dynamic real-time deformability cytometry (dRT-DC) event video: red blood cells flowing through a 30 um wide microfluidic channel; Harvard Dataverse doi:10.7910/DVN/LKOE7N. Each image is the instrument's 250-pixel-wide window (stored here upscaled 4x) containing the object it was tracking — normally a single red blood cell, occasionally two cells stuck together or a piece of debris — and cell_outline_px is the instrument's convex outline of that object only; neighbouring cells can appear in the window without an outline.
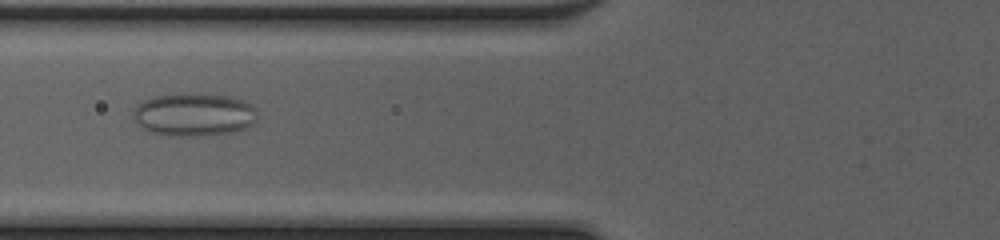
{"species": "common noctule bat (a hibernating species)", "species_latin": "Nyctalus noctula", "temperature_condition": "cold", "stored_images_in_passage": 55, "camera_frame_rate_fps": 3000, "um_per_image_px": 0.085, "animal": {"sex": "female", "body_mass_g": 20.0, "forearm_length_mm": 54.0}, "frame": {"image": 1, "passage_image": 24, "time_ms": 7.667, "image_size_px": [1000, 240], "cell_outline_px": [[256, 120], [252, 124], [244, 128], [232, 132], [200, 136], [172, 136], [152, 132], [144, 128], [136, 120], [136, 104], [152, 96], [228, 96], [240, 100], [248, 104], [256, 112]], "centroid_in_image_um": [16.49, 9.79], "position_along_channel_um": 109.3, "area_um2": 29.71}}
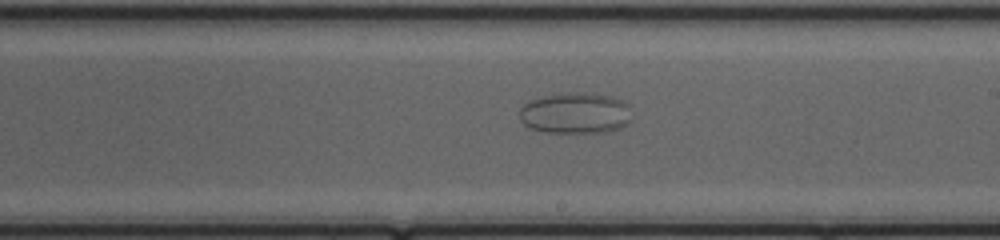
{"frame": {"image": 2, "passage_image": 34, "time_ms": 11.0, "image_size_px": [1000, 240], "cell_outline_px": [[628, 124], [620, 128], [600, 132], [544, 132], [532, 128], [524, 124], [520, 120], [520, 108], [524, 104], [532, 100], [544, 96], [560, 92], [592, 92], [612, 96], [628, 104]], "centroid_in_image_um": [48.88, 9.59], "position_along_channel_um": 240.1, "area_um2": 26.82}}